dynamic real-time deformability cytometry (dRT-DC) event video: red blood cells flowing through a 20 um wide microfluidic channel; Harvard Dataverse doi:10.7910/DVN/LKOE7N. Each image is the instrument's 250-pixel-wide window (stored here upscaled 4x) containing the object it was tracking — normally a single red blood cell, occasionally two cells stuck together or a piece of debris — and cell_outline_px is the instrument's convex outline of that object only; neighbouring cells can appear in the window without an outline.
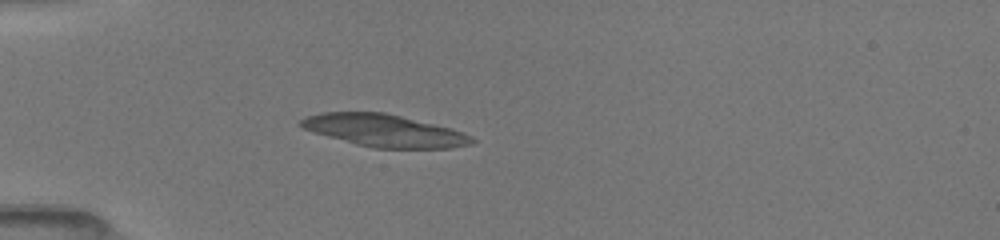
{"species": "common noctule bat (a hibernating species)", "species_latin": "Nyctalus noctula", "temperature_condition": "room temperature", "stored_images_in_passage": 49, "camera_frame_rate_fps": 3000, "um_per_image_px": 0.085, "animal": {"sex": "female", "body_mass_g": 19.5, "forearm_length_mm": 54.1}, "frame": {"image": 1, "passage_image": 14, "time_ms": 4.333, "image_size_px": [1000, 240], "cell_outline_px": [[476, 140], [472, 144], [452, 148], [372, 148], [356, 144], [312, 132], [296, 124], [300, 120], [308, 116], [324, 112], [384, 112], [452, 128], [472, 136]], "centroid_in_image_um": [32.68, 11.1], "position_along_channel_um": 52.3, "area_um2": 32.19}}